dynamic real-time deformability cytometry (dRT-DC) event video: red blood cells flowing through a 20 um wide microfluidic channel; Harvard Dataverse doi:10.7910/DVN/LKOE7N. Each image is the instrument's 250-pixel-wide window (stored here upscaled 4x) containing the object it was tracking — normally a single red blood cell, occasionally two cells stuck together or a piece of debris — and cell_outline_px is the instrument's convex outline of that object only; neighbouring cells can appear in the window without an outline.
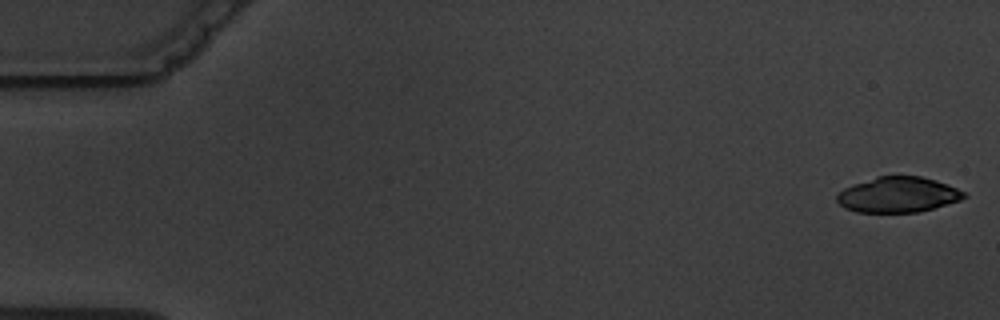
{"species": "common noctule bat (a hibernating species)", "species_latin": "Nyctalus noctula", "temperature_condition": "warm", "stored_images_in_passage": 3, "camera_frame_rate_fps": 3000, "um_per_image_px": 0.085, "animal": {"sex": "male", "body_mass_g": 19.5, "forearm_length_mm": 54.6}, "frame": {"image": 1, "passage_image": 1, "time_ms": 0.0, "image_size_px": [1000, 320], "cell_outline_px": [[968, 196], [960, 200], [920, 212], [856, 212], [840, 204], [836, 200], [836, 196], [844, 188], [852, 184], [876, 176], [920, 176], [936, 180], [948, 184], [964, 192]], "centroid_in_image_um": [76.34, 16.54], "position_along_channel_um": 8.7, "area_um2": 26.18}}